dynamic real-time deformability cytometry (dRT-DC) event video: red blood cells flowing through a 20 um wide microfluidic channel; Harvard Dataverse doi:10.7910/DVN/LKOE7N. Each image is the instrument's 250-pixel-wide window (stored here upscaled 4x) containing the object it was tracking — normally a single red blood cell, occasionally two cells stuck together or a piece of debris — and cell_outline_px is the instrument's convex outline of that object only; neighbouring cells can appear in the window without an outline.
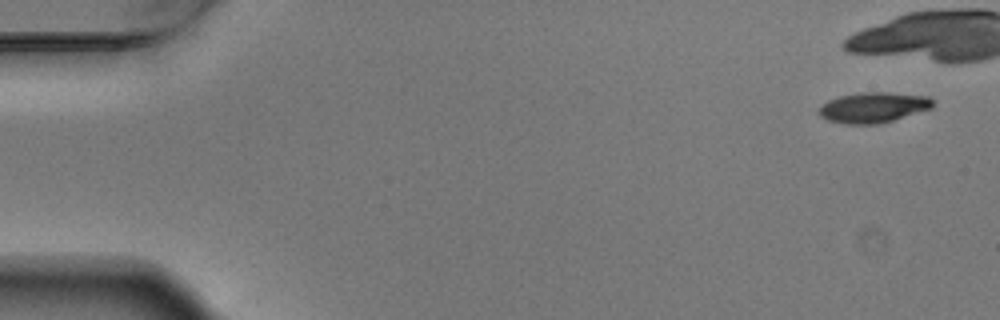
{"species": "Egyptian fruit bat (a non-hibernating species)", "species_latin": "Rousettus aegyptiacus", "temperature_condition": "warm", "stored_images_in_passage": 8, "camera_frame_rate_fps": 3000, "um_per_image_px": 0.085, "animal": {"sex": "male"}, "frame": {"image": 1, "passage_image": 1, "time_ms": 0.0, "image_size_px": [1000, 320], "cell_outline_px": [[932, 108], [892, 120], [876, 124], [844, 124], [828, 120], [820, 116], [816, 112], [828, 100], [840, 96], [864, 92], [888, 92], [928, 96], [932, 100]], "centroid_in_image_um": [74.2, 9.13], "position_along_channel_um": 10.8, "area_um2": 20.0}}